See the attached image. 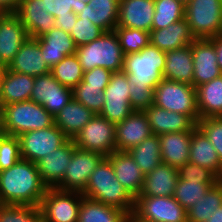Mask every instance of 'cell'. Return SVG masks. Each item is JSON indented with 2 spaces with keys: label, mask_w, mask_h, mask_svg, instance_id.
<instances>
[{
  "label": "cell",
  "mask_w": 222,
  "mask_h": 222,
  "mask_svg": "<svg viewBox=\"0 0 222 222\" xmlns=\"http://www.w3.org/2000/svg\"><path fill=\"white\" fill-rule=\"evenodd\" d=\"M42 58L52 68L66 56L76 54L77 46L70 33L54 27L40 38Z\"/></svg>",
  "instance_id": "cell-23"
},
{
  "label": "cell",
  "mask_w": 222,
  "mask_h": 222,
  "mask_svg": "<svg viewBox=\"0 0 222 222\" xmlns=\"http://www.w3.org/2000/svg\"><path fill=\"white\" fill-rule=\"evenodd\" d=\"M152 134L145 112L133 111L116 124V151L127 152Z\"/></svg>",
  "instance_id": "cell-17"
},
{
  "label": "cell",
  "mask_w": 222,
  "mask_h": 222,
  "mask_svg": "<svg viewBox=\"0 0 222 222\" xmlns=\"http://www.w3.org/2000/svg\"><path fill=\"white\" fill-rule=\"evenodd\" d=\"M16 73L27 74L33 77L50 73L51 68L42 58L41 47L36 38L28 37L14 59L7 66Z\"/></svg>",
  "instance_id": "cell-22"
},
{
  "label": "cell",
  "mask_w": 222,
  "mask_h": 222,
  "mask_svg": "<svg viewBox=\"0 0 222 222\" xmlns=\"http://www.w3.org/2000/svg\"><path fill=\"white\" fill-rule=\"evenodd\" d=\"M78 222H131V219L121 209L83 197Z\"/></svg>",
  "instance_id": "cell-34"
},
{
  "label": "cell",
  "mask_w": 222,
  "mask_h": 222,
  "mask_svg": "<svg viewBox=\"0 0 222 222\" xmlns=\"http://www.w3.org/2000/svg\"><path fill=\"white\" fill-rule=\"evenodd\" d=\"M215 183L178 178L173 197L185 209L195 205Z\"/></svg>",
  "instance_id": "cell-38"
},
{
  "label": "cell",
  "mask_w": 222,
  "mask_h": 222,
  "mask_svg": "<svg viewBox=\"0 0 222 222\" xmlns=\"http://www.w3.org/2000/svg\"><path fill=\"white\" fill-rule=\"evenodd\" d=\"M21 0H0V13L16 12Z\"/></svg>",
  "instance_id": "cell-51"
},
{
  "label": "cell",
  "mask_w": 222,
  "mask_h": 222,
  "mask_svg": "<svg viewBox=\"0 0 222 222\" xmlns=\"http://www.w3.org/2000/svg\"><path fill=\"white\" fill-rule=\"evenodd\" d=\"M185 19L196 39H211L222 34V0H189Z\"/></svg>",
  "instance_id": "cell-6"
},
{
  "label": "cell",
  "mask_w": 222,
  "mask_h": 222,
  "mask_svg": "<svg viewBox=\"0 0 222 222\" xmlns=\"http://www.w3.org/2000/svg\"><path fill=\"white\" fill-rule=\"evenodd\" d=\"M154 105L199 120L196 88L190 84L163 79L154 89Z\"/></svg>",
  "instance_id": "cell-7"
},
{
  "label": "cell",
  "mask_w": 222,
  "mask_h": 222,
  "mask_svg": "<svg viewBox=\"0 0 222 222\" xmlns=\"http://www.w3.org/2000/svg\"><path fill=\"white\" fill-rule=\"evenodd\" d=\"M115 132L116 124L96 114L72 140L77 148L107 157L116 151Z\"/></svg>",
  "instance_id": "cell-9"
},
{
  "label": "cell",
  "mask_w": 222,
  "mask_h": 222,
  "mask_svg": "<svg viewBox=\"0 0 222 222\" xmlns=\"http://www.w3.org/2000/svg\"><path fill=\"white\" fill-rule=\"evenodd\" d=\"M84 3H88L90 0H82Z\"/></svg>",
  "instance_id": "cell-59"
},
{
  "label": "cell",
  "mask_w": 222,
  "mask_h": 222,
  "mask_svg": "<svg viewBox=\"0 0 222 222\" xmlns=\"http://www.w3.org/2000/svg\"><path fill=\"white\" fill-rule=\"evenodd\" d=\"M34 81L33 76L16 73L7 68L3 79L0 105L29 101Z\"/></svg>",
  "instance_id": "cell-32"
},
{
  "label": "cell",
  "mask_w": 222,
  "mask_h": 222,
  "mask_svg": "<svg viewBox=\"0 0 222 222\" xmlns=\"http://www.w3.org/2000/svg\"><path fill=\"white\" fill-rule=\"evenodd\" d=\"M144 112L152 133L158 136L169 132L193 131L197 127V123L190 116L168 111L154 104Z\"/></svg>",
  "instance_id": "cell-21"
},
{
  "label": "cell",
  "mask_w": 222,
  "mask_h": 222,
  "mask_svg": "<svg viewBox=\"0 0 222 222\" xmlns=\"http://www.w3.org/2000/svg\"><path fill=\"white\" fill-rule=\"evenodd\" d=\"M82 195L121 209L130 217L134 211L135 198L117 180L114 168L107 157H104L90 174Z\"/></svg>",
  "instance_id": "cell-2"
},
{
  "label": "cell",
  "mask_w": 222,
  "mask_h": 222,
  "mask_svg": "<svg viewBox=\"0 0 222 222\" xmlns=\"http://www.w3.org/2000/svg\"><path fill=\"white\" fill-rule=\"evenodd\" d=\"M72 99V89L60 84L51 73L35 77L30 100L42 105L53 117Z\"/></svg>",
  "instance_id": "cell-14"
},
{
  "label": "cell",
  "mask_w": 222,
  "mask_h": 222,
  "mask_svg": "<svg viewBox=\"0 0 222 222\" xmlns=\"http://www.w3.org/2000/svg\"><path fill=\"white\" fill-rule=\"evenodd\" d=\"M138 164L144 175L150 173L156 166L162 163L160 139L158 135L152 134L140 144L127 151Z\"/></svg>",
  "instance_id": "cell-35"
},
{
  "label": "cell",
  "mask_w": 222,
  "mask_h": 222,
  "mask_svg": "<svg viewBox=\"0 0 222 222\" xmlns=\"http://www.w3.org/2000/svg\"><path fill=\"white\" fill-rule=\"evenodd\" d=\"M178 177L187 181H203L204 183H216L220 179L208 168L201 167L191 162H186L178 169Z\"/></svg>",
  "instance_id": "cell-46"
},
{
  "label": "cell",
  "mask_w": 222,
  "mask_h": 222,
  "mask_svg": "<svg viewBox=\"0 0 222 222\" xmlns=\"http://www.w3.org/2000/svg\"><path fill=\"white\" fill-rule=\"evenodd\" d=\"M94 116L95 114L82 103L72 99L55 115L54 124L68 139H73Z\"/></svg>",
  "instance_id": "cell-30"
},
{
  "label": "cell",
  "mask_w": 222,
  "mask_h": 222,
  "mask_svg": "<svg viewBox=\"0 0 222 222\" xmlns=\"http://www.w3.org/2000/svg\"><path fill=\"white\" fill-rule=\"evenodd\" d=\"M152 29H163L185 18V4L179 0H154Z\"/></svg>",
  "instance_id": "cell-39"
},
{
  "label": "cell",
  "mask_w": 222,
  "mask_h": 222,
  "mask_svg": "<svg viewBox=\"0 0 222 222\" xmlns=\"http://www.w3.org/2000/svg\"><path fill=\"white\" fill-rule=\"evenodd\" d=\"M83 197L79 192L47 188L39 205L43 222H78Z\"/></svg>",
  "instance_id": "cell-10"
},
{
  "label": "cell",
  "mask_w": 222,
  "mask_h": 222,
  "mask_svg": "<svg viewBox=\"0 0 222 222\" xmlns=\"http://www.w3.org/2000/svg\"><path fill=\"white\" fill-rule=\"evenodd\" d=\"M192 55L194 64L193 86L195 88L222 75L217 62L215 37L196 39L192 43Z\"/></svg>",
  "instance_id": "cell-15"
},
{
  "label": "cell",
  "mask_w": 222,
  "mask_h": 222,
  "mask_svg": "<svg viewBox=\"0 0 222 222\" xmlns=\"http://www.w3.org/2000/svg\"><path fill=\"white\" fill-rule=\"evenodd\" d=\"M165 51L149 43L140 52L124 55L123 71L139 87H155L164 79Z\"/></svg>",
  "instance_id": "cell-4"
},
{
  "label": "cell",
  "mask_w": 222,
  "mask_h": 222,
  "mask_svg": "<svg viewBox=\"0 0 222 222\" xmlns=\"http://www.w3.org/2000/svg\"><path fill=\"white\" fill-rule=\"evenodd\" d=\"M2 205H3V203H2V201H1V199H0V208H1Z\"/></svg>",
  "instance_id": "cell-60"
},
{
  "label": "cell",
  "mask_w": 222,
  "mask_h": 222,
  "mask_svg": "<svg viewBox=\"0 0 222 222\" xmlns=\"http://www.w3.org/2000/svg\"><path fill=\"white\" fill-rule=\"evenodd\" d=\"M21 159L37 163L40 159L61 147L68 138L55 124L25 132L18 136Z\"/></svg>",
  "instance_id": "cell-11"
},
{
  "label": "cell",
  "mask_w": 222,
  "mask_h": 222,
  "mask_svg": "<svg viewBox=\"0 0 222 222\" xmlns=\"http://www.w3.org/2000/svg\"><path fill=\"white\" fill-rule=\"evenodd\" d=\"M5 134H21L54 125V117L40 104L34 101H23L3 105Z\"/></svg>",
  "instance_id": "cell-5"
},
{
  "label": "cell",
  "mask_w": 222,
  "mask_h": 222,
  "mask_svg": "<svg viewBox=\"0 0 222 222\" xmlns=\"http://www.w3.org/2000/svg\"><path fill=\"white\" fill-rule=\"evenodd\" d=\"M206 222H222V206L217 209Z\"/></svg>",
  "instance_id": "cell-53"
},
{
  "label": "cell",
  "mask_w": 222,
  "mask_h": 222,
  "mask_svg": "<svg viewBox=\"0 0 222 222\" xmlns=\"http://www.w3.org/2000/svg\"><path fill=\"white\" fill-rule=\"evenodd\" d=\"M0 134H5L3 106L2 105H0Z\"/></svg>",
  "instance_id": "cell-54"
},
{
  "label": "cell",
  "mask_w": 222,
  "mask_h": 222,
  "mask_svg": "<svg viewBox=\"0 0 222 222\" xmlns=\"http://www.w3.org/2000/svg\"><path fill=\"white\" fill-rule=\"evenodd\" d=\"M179 1L183 2L184 4H186L187 1H189V0H179Z\"/></svg>",
  "instance_id": "cell-58"
},
{
  "label": "cell",
  "mask_w": 222,
  "mask_h": 222,
  "mask_svg": "<svg viewBox=\"0 0 222 222\" xmlns=\"http://www.w3.org/2000/svg\"><path fill=\"white\" fill-rule=\"evenodd\" d=\"M20 159L19 138L16 136L6 135L0 143V171L9 169Z\"/></svg>",
  "instance_id": "cell-45"
},
{
  "label": "cell",
  "mask_w": 222,
  "mask_h": 222,
  "mask_svg": "<svg viewBox=\"0 0 222 222\" xmlns=\"http://www.w3.org/2000/svg\"><path fill=\"white\" fill-rule=\"evenodd\" d=\"M116 32L124 55L140 52L150 43V32L116 26Z\"/></svg>",
  "instance_id": "cell-40"
},
{
  "label": "cell",
  "mask_w": 222,
  "mask_h": 222,
  "mask_svg": "<svg viewBox=\"0 0 222 222\" xmlns=\"http://www.w3.org/2000/svg\"><path fill=\"white\" fill-rule=\"evenodd\" d=\"M197 127L213 144L222 163V117L199 119L197 121Z\"/></svg>",
  "instance_id": "cell-44"
},
{
  "label": "cell",
  "mask_w": 222,
  "mask_h": 222,
  "mask_svg": "<svg viewBox=\"0 0 222 222\" xmlns=\"http://www.w3.org/2000/svg\"><path fill=\"white\" fill-rule=\"evenodd\" d=\"M129 79L124 71L113 72L110 83L104 89V103L100 116L117 124L122 122L132 112Z\"/></svg>",
  "instance_id": "cell-12"
},
{
  "label": "cell",
  "mask_w": 222,
  "mask_h": 222,
  "mask_svg": "<svg viewBox=\"0 0 222 222\" xmlns=\"http://www.w3.org/2000/svg\"><path fill=\"white\" fill-rule=\"evenodd\" d=\"M72 96L74 100L82 103L95 115L100 114L103 109V91L100 87L87 86L84 80L72 89Z\"/></svg>",
  "instance_id": "cell-42"
},
{
  "label": "cell",
  "mask_w": 222,
  "mask_h": 222,
  "mask_svg": "<svg viewBox=\"0 0 222 222\" xmlns=\"http://www.w3.org/2000/svg\"><path fill=\"white\" fill-rule=\"evenodd\" d=\"M159 139L162 163L178 169L189 162L191 131L169 132Z\"/></svg>",
  "instance_id": "cell-26"
},
{
  "label": "cell",
  "mask_w": 222,
  "mask_h": 222,
  "mask_svg": "<svg viewBox=\"0 0 222 222\" xmlns=\"http://www.w3.org/2000/svg\"><path fill=\"white\" fill-rule=\"evenodd\" d=\"M107 158L110 160L117 180L136 198L140 195L144 174L128 152L114 151Z\"/></svg>",
  "instance_id": "cell-24"
},
{
  "label": "cell",
  "mask_w": 222,
  "mask_h": 222,
  "mask_svg": "<svg viewBox=\"0 0 222 222\" xmlns=\"http://www.w3.org/2000/svg\"><path fill=\"white\" fill-rule=\"evenodd\" d=\"M195 40L185 18L163 29L150 31V43L165 52L191 45Z\"/></svg>",
  "instance_id": "cell-25"
},
{
  "label": "cell",
  "mask_w": 222,
  "mask_h": 222,
  "mask_svg": "<svg viewBox=\"0 0 222 222\" xmlns=\"http://www.w3.org/2000/svg\"><path fill=\"white\" fill-rule=\"evenodd\" d=\"M104 31L88 18H79L70 33L77 47L96 40Z\"/></svg>",
  "instance_id": "cell-43"
},
{
  "label": "cell",
  "mask_w": 222,
  "mask_h": 222,
  "mask_svg": "<svg viewBox=\"0 0 222 222\" xmlns=\"http://www.w3.org/2000/svg\"><path fill=\"white\" fill-rule=\"evenodd\" d=\"M154 12V0H120L117 26L150 32Z\"/></svg>",
  "instance_id": "cell-20"
},
{
  "label": "cell",
  "mask_w": 222,
  "mask_h": 222,
  "mask_svg": "<svg viewBox=\"0 0 222 222\" xmlns=\"http://www.w3.org/2000/svg\"><path fill=\"white\" fill-rule=\"evenodd\" d=\"M215 51L217 54L218 66L222 72V34L215 37Z\"/></svg>",
  "instance_id": "cell-52"
},
{
  "label": "cell",
  "mask_w": 222,
  "mask_h": 222,
  "mask_svg": "<svg viewBox=\"0 0 222 222\" xmlns=\"http://www.w3.org/2000/svg\"><path fill=\"white\" fill-rule=\"evenodd\" d=\"M28 37L15 12L0 13V58L6 66L14 59Z\"/></svg>",
  "instance_id": "cell-16"
},
{
  "label": "cell",
  "mask_w": 222,
  "mask_h": 222,
  "mask_svg": "<svg viewBox=\"0 0 222 222\" xmlns=\"http://www.w3.org/2000/svg\"><path fill=\"white\" fill-rule=\"evenodd\" d=\"M130 219L131 222H187V213L173 196H137Z\"/></svg>",
  "instance_id": "cell-8"
},
{
  "label": "cell",
  "mask_w": 222,
  "mask_h": 222,
  "mask_svg": "<svg viewBox=\"0 0 222 222\" xmlns=\"http://www.w3.org/2000/svg\"><path fill=\"white\" fill-rule=\"evenodd\" d=\"M47 12L56 18L57 16L68 15L73 12L78 15L88 4L82 0H43Z\"/></svg>",
  "instance_id": "cell-48"
},
{
  "label": "cell",
  "mask_w": 222,
  "mask_h": 222,
  "mask_svg": "<svg viewBox=\"0 0 222 222\" xmlns=\"http://www.w3.org/2000/svg\"><path fill=\"white\" fill-rule=\"evenodd\" d=\"M0 222H43L39 206L3 204Z\"/></svg>",
  "instance_id": "cell-41"
},
{
  "label": "cell",
  "mask_w": 222,
  "mask_h": 222,
  "mask_svg": "<svg viewBox=\"0 0 222 222\" xmlns=\"http://www.w3.org/2000/svg\"><path fill=\"white\" fill-rule=\"evenodd\" d=\"M120 0H90L77 15L88 18L104 32L113 31L118 22Z\"/></svg>",
  "instance_id": "cell-31"
},
{
  "label": "cell",
  "mask_w": 222,
  "mask_h": 222,
  "mask_svg": "<svg viewBox=\"0 0 222 222\" xmlns=\"http://www.w3.org/2000/svg\"><path fill=\"white\" fill-rule=\"evenodd\" d=\"M6 136V134H0V143H1V140Z\"/></svg>",
  "instance_id": "cell-57"
},
{
  "label": "cell",
  "mask_w": 222,
  "mask_h": 222,
  "mask_svg": "<svg viewBox=\"0 0 222 222\" xmlns=\"http://www.w3.org/2000/svg\"><path fill=\"white\" fill-rule=\"evenodd\" d=\"M76 146L68 139L61 147L40 159L36 165L42 182L55 188L62 180Z\"/></svg>",
  "instance_id": "cell-18"
},
{
  "label": "cell",
  "mask_w": 222,
  "mask_h": 222,
  "mask_svg": "<svg viewBox=\"0 0 222 222\" xmlns=\"http://www.w3.org/2000/svg\"><path fill=\"white\" fill-rule=\"evenodd\" d=\"M130 104L133 111H145L154 103V89L152 87H139L129 84Z\"/></svg>",
  "instance_id": "cell-47"
},
{
  "label": "cell",
  "mask_w": 222,
  "mask_h": 222,
  "mask_svg": "<svg viewBox=\"0 0 222 222\" xmlns=\"http://www.w3.org/2000/svg\"><path fill=\"white\" fill-rule=\"evenodd\" d=\"M6 70H7V67L0 68V95H1V91H2L3 79H4V75H5Z\"/></svg>",
  "instance_id": "cell-55"
},
{
  "label": "cell",
  "mask_w": 222,
  "mask_h": 222,
  "mask_svg": "<svg viewBox=\"0 0 222 222\" xmlns=\"http://www.w3.org/2000/svg\"><path fill=\"white\" fill-rule=\"evenodd\" d=\"M166 63L163 77L175 82L193 86V55L192 44L172 51H166Z\"/></svg>",
  "instance_id": "cell-29"
},
{
  "label": "cell",
  "mask_w": 222,
  "mask_h": 222,
  "mask_svg": "<svg viewBox=\"0 0 222 222\" xmlns=\"http://www.w3.org/2000/svg\"><path fill=\"white\" fill-rule=\"evenodd\" d=\"M76 55L84 72L95 67L112 72L123 71L124 53L114 30L104 32L96 40L77 47Z\"/></svg>",
  "instance_id": "cell-3"
},
{
  "label": "cell",
  "mask_w": 222,
  "mask_h": 222,
  "mask_svg": "<svg viewBox=\"0 0 222 222\" xmlns=\"http://www.w3.org/2000/svg\"><path fill=\"white\" fill-rule=\"evenodd\" d=\"M15 13L31 38H40L56 27L55 18L47 12L43 0H21Z\"/></svg>",
  "instance_id": "cell-19"
},
{
  "label": "cell",
  "mask_w": 222,
  "mask_h": 222,
  "mask_svg": "<svg viewBox=\"0 0 222 222\" xmlns=\"http://www.w3.org/2000/svg\"><path fill=\"white\" fill-rule=\"evenodd\" d=\"M76 21L77 15L73 12H68V15L57 16L55 18L56 27L62 29L67 33H71Z\"/></svg>",
  "instance_id": "cell-50"
},
{
  "label": "cell",
  "mask_w": 222,
  "mask_h": 222,
  "mask_svg": "<svg viewBox=\"0 0 222 222\" xmlns=\"http://www.w3.org/2000/svg\"><path fill=\"white\" fill-rule=\"evenodd\" d=\"M103 158L104 156L100 153L76 147L63 180L55 188L63 191L83 193L90 174Z\"/></svg>",
  "instance_id": "cell-13"
},
{
  "label": "cell",
  "mask_w": 222,
  "mask_h": 222,
  "mask_svg": "<svg viewBox=\"0 0 222 222\" xmlns=\"http://www.w3.org/2000/svg\"><path fill=\"white\" fill-rule=\"evenodd\" d=\"M222 206V179L217 181L208 192L186 210L187 222H206Z\"/></svg>",
  "instance_id": "cell-36"
},
{
  "label": "cell",
  "mask_w": 222,
  "mask_h": 222,
  "mask_svg": "<svg viewBox=\"0 0 222 222\" xmlns=\"http://www.w3.org/2000/svg\"><path fill=\"white\" fill-rule=\"evenodd\" d=\"M189 162L208 168L219 179H222V163L218 153L198 127L191 131Z\"/></svg>",
  "instance_id": "cell-28"
},
{
  "label": "cell",
  "mask_w": 222,
  "mask_h": 222,
  "mask_svg": "<svg viewBox=\"0 0 222 222\" xmlns=\"http://www.w3.org/2000/svg\"><path fill=\"white\" fill-rule=\"evenodd\" d=\"M199 119L222 117V75L196 87Z\"/></svg>",
  "instance_id": "cell-33"
},
{
  "label": "cell",
  "mask_w": 222,
  "mask_h": 222,
  "mask_svg": "<svg viewBox=\"0 0 222 222\" xmlns=\"http://www.w3.org/2000/svg\"><path fill=\"white\" fill-rule=\"evenodd\" d=\"M53 77L65 87L73 89L82 80L84 71L76 54L66 56L50 70Z\"/></svg>",
  "instance_id": "cell-37"
},
{
  "label": "cell",
  "mask_w": 222,
  "mask_h": 222,
  "mask_svg": "<svg viewBox=\"0 0 222 222\" xmlns=\"http://www.w3.org/2000/svg\"><path fill=\"white\" fill-rule=\"evenodd\" d=\"M178 178L177 168L161 163L144 176L139 196H173Z\"/></svg>",
  "instance_id": "cell-27"
},
{
  "label": "cell",
  "mask_w": 222,
  "mask_h": 222,
  "mask_svg": "<svg viewBox=\"0 0 222 222\" xmlns=\"http://www.w3.org/2000/svg\"><path fill=\"white\" fill-rule=\"evenodd\" d=\"M112 73V71L106 68L95 67L84 72L83 80L87 83V86L100 87L104 91L110 83Z\"/></svg>",
  "instance_id": "cell-49"
},
{
  "label": "cell",
  "mask_w": 222,
  "mask_h": 222,
  "mask_svg": "<svg viewBox=\"0 0 222 222\" xmlns=\"http://www.w3.org/2000/svg\"><path fill=\"white\" fill-rule=\"evenodd\" d=\"M3 67H7V66L2 62V60L0 58V68H3Z\"/></svg>",
  "instance_id": "cell-56"
},
{
  "label": "cell",
  "mask_w": 222,
  "mask_h": 222,
  "mask_svg": "<svg viewBox=\"0 0 222 222\" xmlns=\"http://www.w3.org/2000/svg\"><path fill=\"white\" fill-rule=\"evenodd\" d=\"M47 186L42 182L36 163L20 159L0 171V199L3 204L39 206Z\"/></svg>",
  "instance_id": "cell-1"
}]
</instances>
